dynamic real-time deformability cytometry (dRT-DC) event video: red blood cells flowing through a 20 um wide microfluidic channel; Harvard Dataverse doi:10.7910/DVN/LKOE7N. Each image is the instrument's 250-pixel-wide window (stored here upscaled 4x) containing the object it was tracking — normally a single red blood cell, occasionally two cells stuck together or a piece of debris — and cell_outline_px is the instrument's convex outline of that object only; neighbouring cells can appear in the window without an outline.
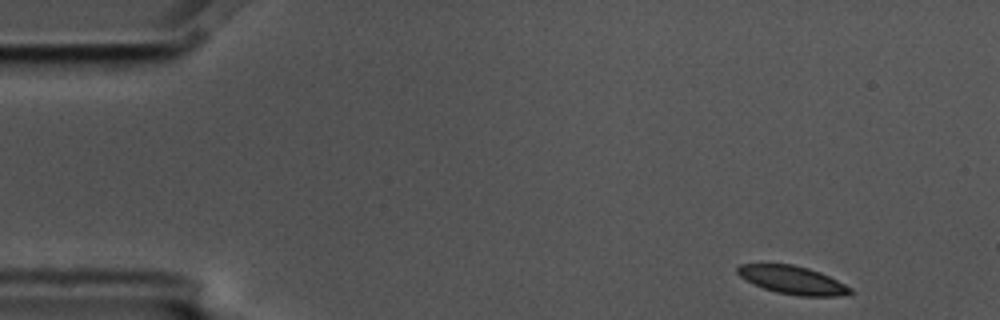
{"species": "common noctule bat (a hibernating species)", "species_latin": "Nyctalus noctula", "temperature_condition": "cold", "stored_images_in_passage": 4, "camera_frame_rate_fps": 3000, "um_per_image_px": 0.085, "animal": {"sex": "male", "body_mass_g": 17.5, "forearm_length_mm": 52.3}, "frame": {"image": 1, "passage_image": 1, "time_ms": 0.0, "image_size_px": [1000, 320], "cell_outline_px": [[852, 292], [840, 296], [800, 296], [776, 292], [764, 288], [740, 276], [736, 272], [736, 268], [740, 264], [792, 264], [808, 268], [820, 272], [852, 288]], "centroid_in_image_um": [67.37, 23.8], "position_along_channel_um": 17.6, "area_um2": 18.21}}
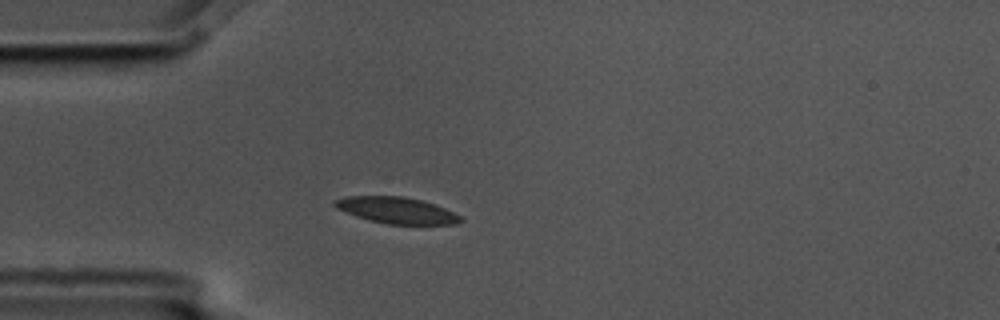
{"frame": {"image": 2, "passage_image": 4, "time_ms": 1.0, "image_size_px": [1000, 320], "cell_outline_px": [[464, 220], [456, 224], [388, 224], [368, 220], [356, 216], [336, 208], [332, 204], [332, 200], [344, 196], [404, 196], [436, 204], [460, 216]], "centroid_in_image_um": [33.67, 17.87], "position_along_channel_um": 51.3, "area_um2": 19.36}}